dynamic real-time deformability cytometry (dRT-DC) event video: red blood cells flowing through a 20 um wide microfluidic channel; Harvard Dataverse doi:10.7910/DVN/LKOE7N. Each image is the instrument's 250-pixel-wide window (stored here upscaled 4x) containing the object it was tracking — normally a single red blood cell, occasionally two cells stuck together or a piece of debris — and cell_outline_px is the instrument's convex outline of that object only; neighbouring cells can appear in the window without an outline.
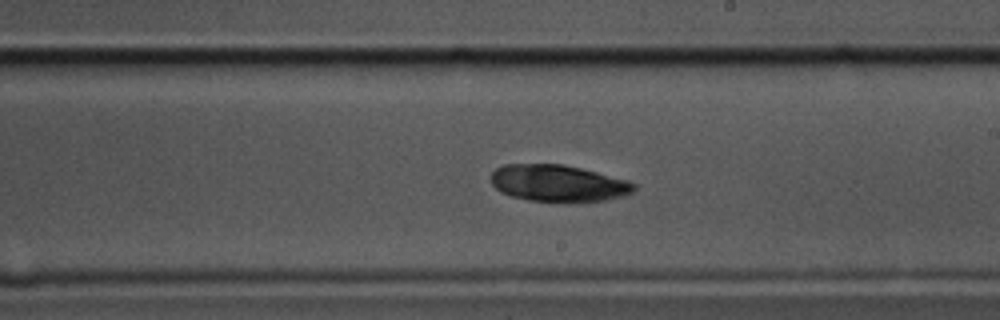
{"species": "common noctule bat (a hibernating species)", "species_latin": "Nyctalus noctula", "temperature_condition": "cold", "stored_images_in_passage": 60, "camera_frame_rate_fps": 3000, "um_per_image_px": 0.085, "animal": {"sex": "male", "body_mass_g": 17.5, "forearm_length_mm": 52.3}, "frame": {"image": 1, "passage_image": 34, "time_ms": 11.0, "image_size_px": [1000, 320], "cell_outline_px": [[636, 192], [624, 196], [604, 200], [572, 204], [528, 200], [512, 196], [500, 192], [492, 184], [488, 176], [496, 168], [504, 164], [564, 164], [628, 180], [636, 184]], "centroid_in_image_um": [47.46, 15.6], "position_along_channel_um": 241.5, "area_um2": 31.44}}
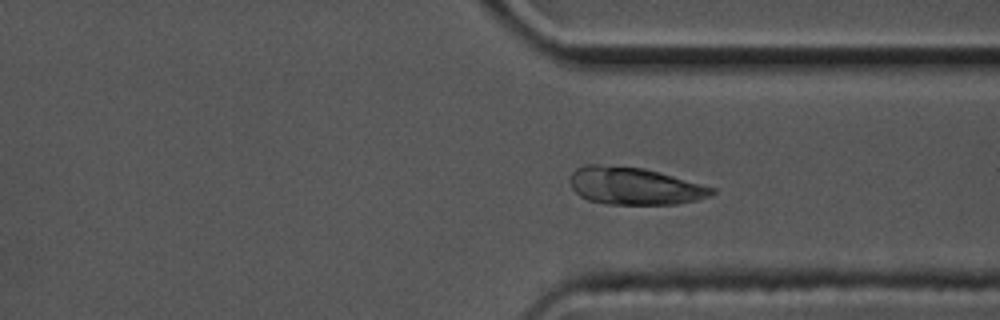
{"frame": {"image": 2, "passage_image": 44, "time_ms": 14.333, "image_size_px": [1000, 320], "cell_outline_px": [[716, 192], [708, 196], [696, 200], [676, 204], [608, 204], [588, 200], [580, 196], [572, 188], [572, 172], [576, 168], [584, 164], [600, 164], [644, 168], [660, 172], [716, 188]], "centroid_in_image_um": [53.93, 15.8], "position_along_channel_um": 357.5, "area_um2": 30.81}}
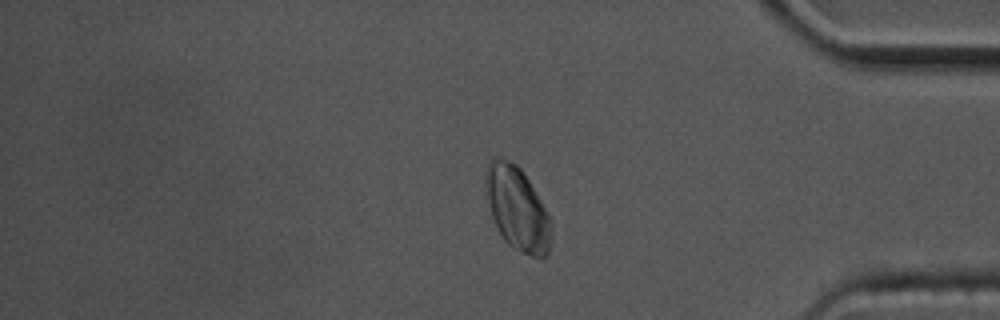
{"frame": {"image": 3, "passage_image": 49, "time_ms": 16.0, "image_size_px": [1000, 320], "cell_outline_px": [[552, 224], [548, 256], [540, 260], [512, 248], [504, 240], [492, 216], [488, 204], [484, 184], [484, 172], [492, 156], [500, 156], [516, 164], [520, 168], [528, 180], [548, 212], [552, 220]], "centroid_in_image_um": [43.96, 17.73], "position_along_channel_um": 391.2, "area_um2": 32.37}}